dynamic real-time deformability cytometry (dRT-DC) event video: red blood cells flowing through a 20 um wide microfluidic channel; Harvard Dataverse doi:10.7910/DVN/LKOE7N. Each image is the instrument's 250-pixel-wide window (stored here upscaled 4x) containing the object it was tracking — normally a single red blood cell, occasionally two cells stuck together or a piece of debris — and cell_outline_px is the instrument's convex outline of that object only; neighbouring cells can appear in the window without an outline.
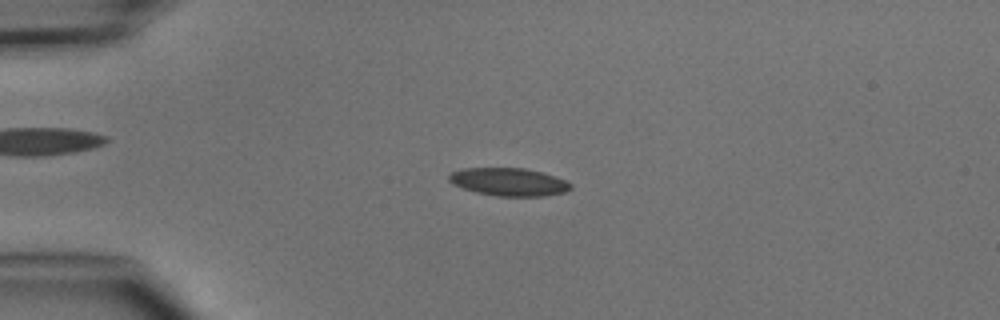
{"species": "common noctule bat (a hibernating species)", "species_latin": "Nyctalus noctula", "temperature_condition": "cold", "stored_images_in_passage": 4, "camera_frame_rate_fps": 3000, "um_per_image_px": 0.085, "animal": {"sex": "male", "body_mass_g": 15.6}, "frame": {"image": 1, "passage_image": 3, "time_ms": 2.333, "image_size_px": [1000, 320], "cell_outline_px": [[572, 188], [564, 192], [544, 196], [496, 196], [476, 192], [452, 184], [448, 180], [448, 176], [452, 172], [460, 168], [524, 168], [540, 172], [564, 180], [572, 184]], "centroid_in_image_um": [43.21, 15.46], "position_along_channel_um": 41.8, "area_um2": 19.65}}